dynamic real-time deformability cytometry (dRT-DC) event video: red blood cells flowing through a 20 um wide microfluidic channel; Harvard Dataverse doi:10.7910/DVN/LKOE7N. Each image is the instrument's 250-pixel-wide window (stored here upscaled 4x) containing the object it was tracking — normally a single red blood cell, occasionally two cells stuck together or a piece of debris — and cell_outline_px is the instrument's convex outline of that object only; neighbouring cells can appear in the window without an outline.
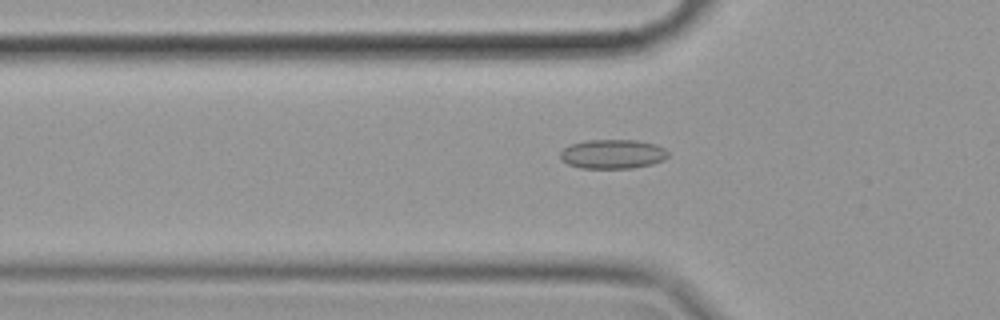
{"species": "common noctule bat (a hibernating species)", "species_latin": "Nyctalus noctula", "temperature_condition": "cold", "stored_images_in_passage": 57, "camera_frame_rate_fps": 3000, "um_per_image_px": 0.085, "animal": {"sex": "female", "body_mass_g": 19.9}, "frame": {"image": 1, "passage_image": 18, "time_ms": 5.667, "image_size_px": [1000, 320], "cell_outline_px": [[668, 156], [664, 160], [652, 164], [632, 168], [580, 168], [568, 164], [560, 160], [560, 152], [568, 144], [588, 140], [636, 140], [656, 144], [664, 148], [668, 152]], "centroid_in_image_um": [52.06, 13.09], "position_along_channel_um": 73.7, "area_um2": 18.55}}
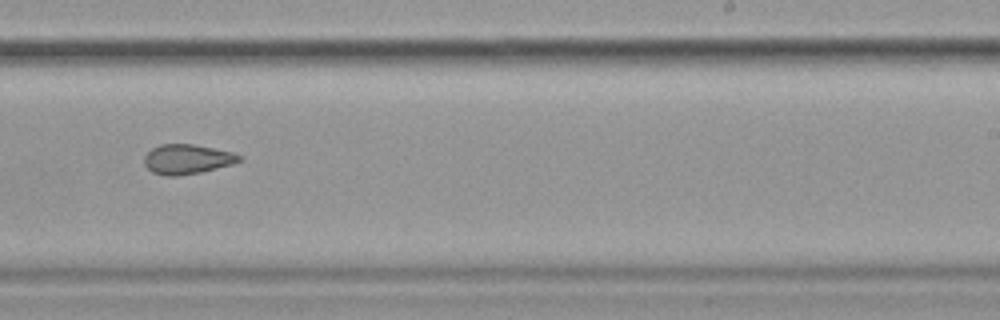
{"frame": {"image": 2, "passage_image": 35, "time_ms": 11.333, "image_size_px": [1000, 320], "cell_outline_px": [[244, 160], [232, 164], [200, 172], [176, 176], [168, 176], [152, 172], [144, 164], [144, 156], [152, 148], [160, 144], [196, 144], [232, 152], [244, 156]], "centroid_in_image_um": [15.93, 13.52], "position_along_channel_um": 273.1, "area_um2": 16.53}}
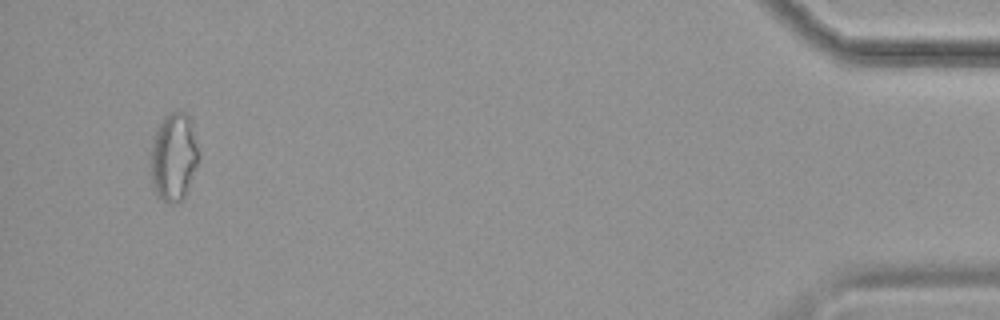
{"frame": {"image": 3, "passage_image": 54, "time_ms": 17.667, "image_size_px": [1000, 320], "cell_outline_px": [[200, 160], [184, 196], [176, 204], [168, 204], [156, 192], [152, 184], [152, 144], [156, 132], [164, 116], [172, 112], [184, 112], [188, 116]], "centroid_in_image_um": [14.77, 13.37], "position_along_channel_um": 420.4, "area_um2": 23.81}}